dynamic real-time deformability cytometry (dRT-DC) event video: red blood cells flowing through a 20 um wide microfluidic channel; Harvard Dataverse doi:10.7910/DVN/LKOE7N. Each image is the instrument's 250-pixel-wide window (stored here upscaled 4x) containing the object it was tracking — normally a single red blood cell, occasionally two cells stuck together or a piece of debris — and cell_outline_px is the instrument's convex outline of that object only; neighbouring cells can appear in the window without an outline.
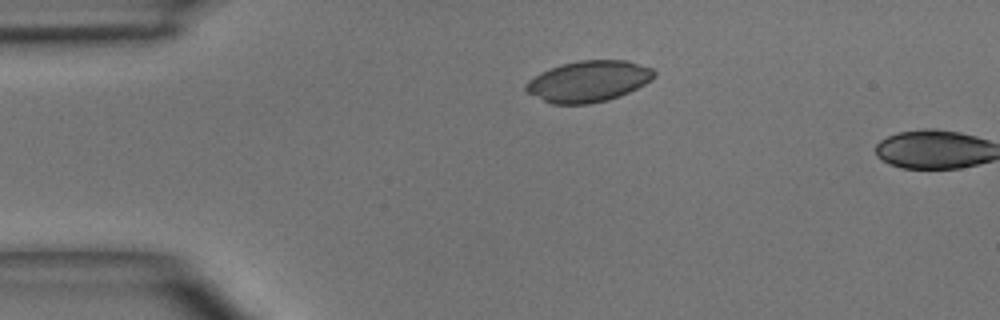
{"species": "common noctule bat (a hibernating species)", "species_latin": "Nyctalus noctula", "temperature_condition": "room temperature", "stored_images_in_passage": 2, "camera_frame_rate_fps": 3000, "um_per_image_px": 0.085, "animal": {"sex": "male", "body_mass_g": 15.6}, "frame": {"image": 1, "passage_image": 1, "time_ms": 0.0, "image_size_px": [1000, 320], "cell_outline_px": [[656, 76], [652, 80], [620, 96], [608, 100], [588, 104], [552, 104], [528, 92], [524, 88], [524, 84], [528, 80], [540, 72], [560, 64], [580, 60], [628, 60], [652, 68], [656, 72]], "centroid_in_image_um": [50.03, 6.9], "position_along_channel_um": 35.0, "area_um2": 30.81}}